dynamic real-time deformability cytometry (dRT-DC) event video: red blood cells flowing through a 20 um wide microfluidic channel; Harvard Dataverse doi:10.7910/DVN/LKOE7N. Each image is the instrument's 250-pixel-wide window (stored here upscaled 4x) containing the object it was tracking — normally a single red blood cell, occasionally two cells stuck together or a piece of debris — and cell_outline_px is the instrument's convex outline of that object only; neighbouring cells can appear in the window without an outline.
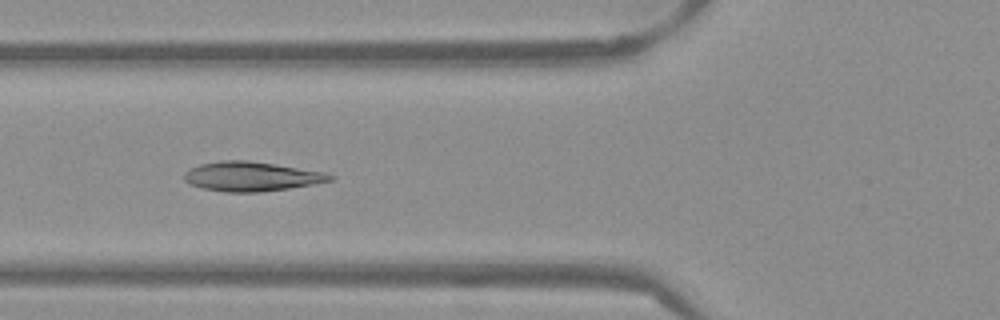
{"species": "Egyptian fruit bat (a non-hibernating species)", "species_latin": "Rousettus aegyptiacus", "temperature_condition": "warm", "stored_images_in_passage": 38, "camera_frame_rate_fps": 3000, "um_per_image_px": 0.085, "frame": {"image": 1, "passage_image": 5, "time_ms": 1.333, "image_size_px": [1000, 320], "cell_outline_px": [[336, 176], [332, 180], [312, 184], [288, 188], [260, 192], [224, 192], [200, 188], [188, 184], [184, 180], [184, 172], [200, 164], [220, 160], [248, 160], [328, 172]], "centroid_in_image_um": [21.36, 14.99], "position_along_channel_um": 104.4, "area_um2": 25.2}}
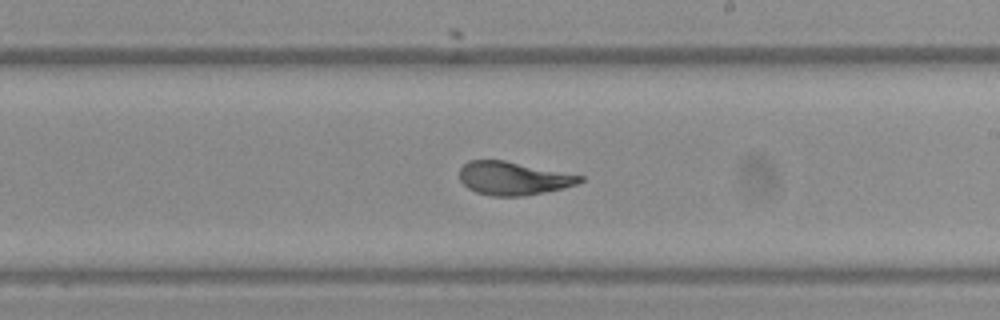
{"frame": {"image": 2, "passage_image": 16, "time_ms": 5.0, "image_size_px": [1000, 320], "cell_outline_px": [[584, 180], [576, 184], [564, 188], [524, 196], [492, 196], [476, 192], [468, 188], [460, 180], [460, 168], [468, 160], [504, 160], [584, 176]], "centroid_in_image_um": [43.62, 15.16], "position_along_channel_um": 245.4, "area_um2": 23.29}}
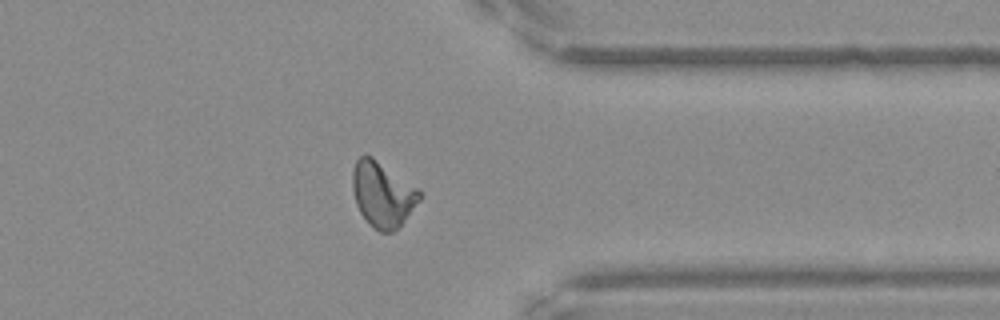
{"frame": {"image": 3, "passage_image": 27, "time_ms": 8.667, "image_size_px": [1000, 320], "cell_outline_px": [[424, 196], [404, 220], [392, 232], [380, 232], [372, 228], [368, 224], [360, 212], [356, 204], [352, 188], [352, 172], [356, 160], [364, 152], [372, 156], [416, 188]], "centroid_in_image_um": [32.48, 16.51], "position_along_channel_um": 378.9, "area_um2": 25.37}, "authors_computed_cell_mechanics": {"area_um2": 24.4205, "velocity_mm_per_s": 3.837, "shape_relaxation_time_tau1_ms": null, "shape_relaxation_time_tau2_ms": 0.8847, "deformation_change_tau1": null, "deformation_change_tau2": 0.0604}}